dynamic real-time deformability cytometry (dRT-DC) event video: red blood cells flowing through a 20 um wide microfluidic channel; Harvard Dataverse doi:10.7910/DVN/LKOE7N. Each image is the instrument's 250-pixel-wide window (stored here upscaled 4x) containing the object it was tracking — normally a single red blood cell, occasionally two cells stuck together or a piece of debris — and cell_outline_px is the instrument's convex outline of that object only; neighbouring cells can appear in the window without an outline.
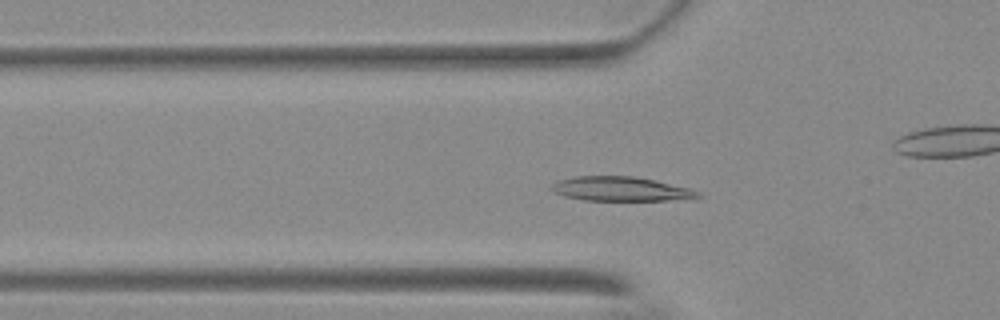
{"species": "Egyptian fruit bat (a non-hibernating species)", "species_latin": "Rousettus aegyptiacus", "temperature_condition": "warm", "stored_images_in_passage": 47, "camera_frame_rate_fps": 3000, "um_per_image_px": 0.085, "animal": {"sex": "female"}, "frame": {"image": 1, "passage_image": 9, "time_ms": 2.667, "image_size_px": [1000, 320], "cell_outline_px": [[704, 196], [692, 200], [584, 200], [564, 196], [548, 188], [556, 180], [576, 176], [636, 176], [688, 188], [700, 192]], "centroid_in_image_um": [52.8, 16.06], "position_along_channel_um": 73.0, "area_um2": 20.92}}
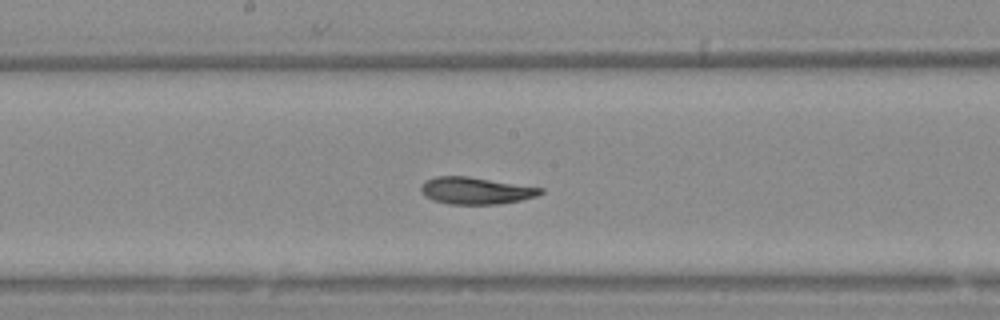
{"frame": {"image": 2, "passage_image": 20, "time_ms": 6.333, "image_size_px": [1000, 320], "cell_outline_px": [[544, 192], [536, 196], [520, 200], [500, 204], [448, 204], [432, 200], [424, 196], [420, 192], [420, 184], [424, 180], [436, 176], [468, 176], [544, 188]], "centroid_in_image_um": [40.39, 16.2], "position_along_channel_um": 207.8, "area_um2": 19.02}}
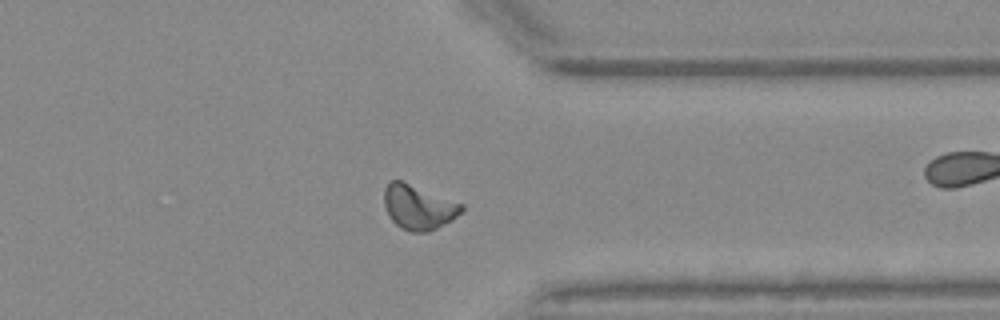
{"frame": {"image": 3, "passage_image": 34, "time_ms": 11.0, "image_size_px": [1000, 320], "cell_outline_px": [[464, 212], [452, 220], [428, 232], [412, 232], [400, 228], [388, 216], [384, 204], [384, 188], [392, 180], [400, 180], [464, 204]], "centroid_in_image_um": [35.58, 17.62], "position_along_channel_um": 375.8, "area_um2": 20.17}, "authors_computed_cell_mechanics": {"area_um2": 19.1896, "velocity_mm_per_s": 3.6755, "shape_relaxation_time_tau1_ms": 4.5145, "shape_relaxation_time_tau2_ms": 1.7505, "deformation_change_tau1": 0.1592, "deformation_change_tau2": 0.0692}}